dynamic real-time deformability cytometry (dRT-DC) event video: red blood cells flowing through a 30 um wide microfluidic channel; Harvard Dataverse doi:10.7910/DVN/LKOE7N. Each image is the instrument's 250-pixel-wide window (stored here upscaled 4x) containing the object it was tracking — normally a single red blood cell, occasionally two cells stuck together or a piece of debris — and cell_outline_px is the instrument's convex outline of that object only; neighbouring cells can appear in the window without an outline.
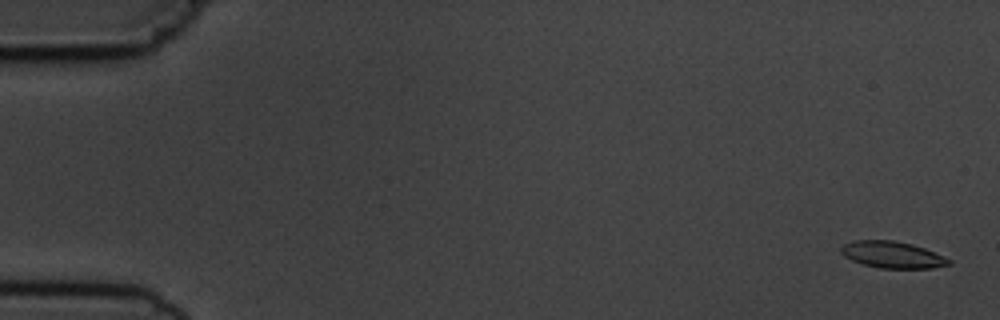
{"species": "common noctule bat (a hibernating species)", "species_latin": "Nyctalus noctula", "temperature_condition": "cold", "stored_images_in_passage": 5, "camera_frame_rate_fps": 3000, "um_per_image_px": 0.085, "animal": {"sex": "male", "body_mass_g": 19.5, "forearm_length_mm": 54.6}, "frame": {"image": 1, "passage_image": 1, "time_ms": 0.0, "image_size_px": [1000, 320], "cell_outline_px": [[952, 264], [932, 268], [880, 268], [864, 264], [852, 260], [844, 256], [840, 252], [840, 248], [844, 244], [852, 240], [892, 240], [912, 244], [924, 248], [952, 260]], "centroid_in_image_um": [75.84, 21.65], "position_along_channel_um": 9.2, "area_um2": 16.7}}
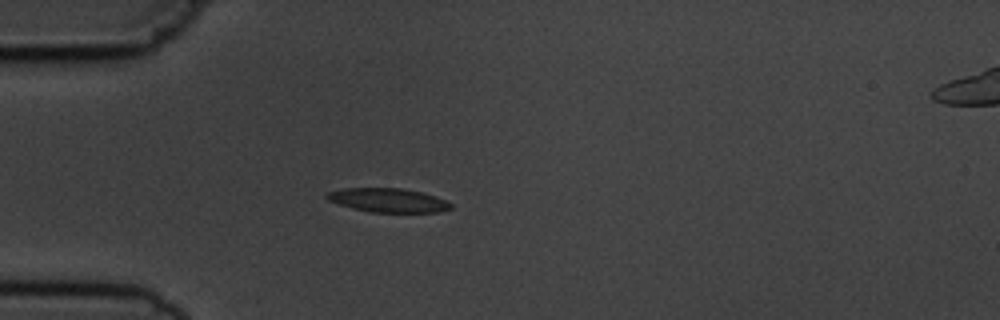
{"frame": {"image": 2, "passage_image": 5, "time_ms": 4.667, "image_size_px": [1000, 320], "cell_outline_px": [[452, 208], [440, 212], [368, 212], [352, 208], [328, 200], [324, 196], [328, 192], [344, 188], [400, 188], [420, 192], [436, 196], [448, 200], [452, 204]], "centroid_in_image_um": [33.01, 17.02], "position_along_channel_um": 52.0, "area_um2": 17.34}}